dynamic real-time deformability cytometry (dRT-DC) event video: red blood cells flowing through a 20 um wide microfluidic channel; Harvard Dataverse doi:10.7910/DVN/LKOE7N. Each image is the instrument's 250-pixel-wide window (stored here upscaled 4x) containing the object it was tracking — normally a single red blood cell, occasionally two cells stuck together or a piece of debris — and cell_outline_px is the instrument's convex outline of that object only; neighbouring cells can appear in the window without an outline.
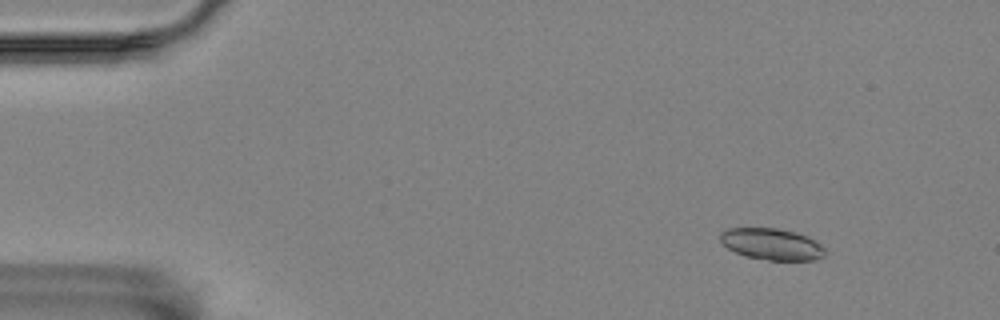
{"species": "Egyptian fruit bat (a non-hibernating species)", "species_latin": "Rousettus aegyptiacus", "temperature_condition": "room temperature", "stored_images_in_passage": 56, "camera_frame_rate_fps": 3000, "um_per_image_px": 0.085, "animal": {"sex": "female"}, "frame": {"image": 1, "passage_image": 5, "time_ms": 1.333, "image_size_px": [1000, 320], "cell_outline_px": [[824, 256], [816, 260], [768, 260], [744, 256], [728, 248], [720, 240], [720, 232], [728, 228], [776, 228], [796, 232], [808, 236], [820, 244], [824, 248]], "centroid_in_image_um": [65.6, 20.75], "position_along_channel_um": 19.4, "area_um2": 19.25}}
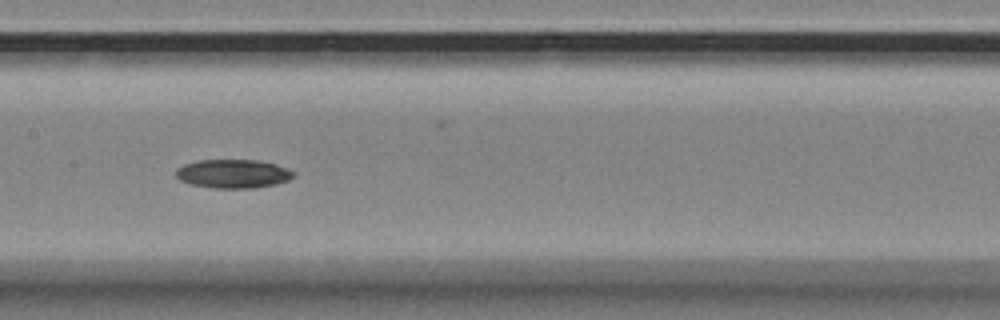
{"frame": {"image": 2, "passage_image": 27, "time_ms": 8.667, "image_size_px": [1000, 320], "cell_outline_px": [[292, 176], [288, 180], [276, 184], [256, 188], [212, 188], [192, 184], [180, 180], [176, 176], [176, 168], [184, 164], [200, 160], [260, 160], [276, 164], [292, 172]], "centroid_in_image_um": [19.77, 14.77], "position_along_channel_um": 187.6, "area_um2": 19.54}}
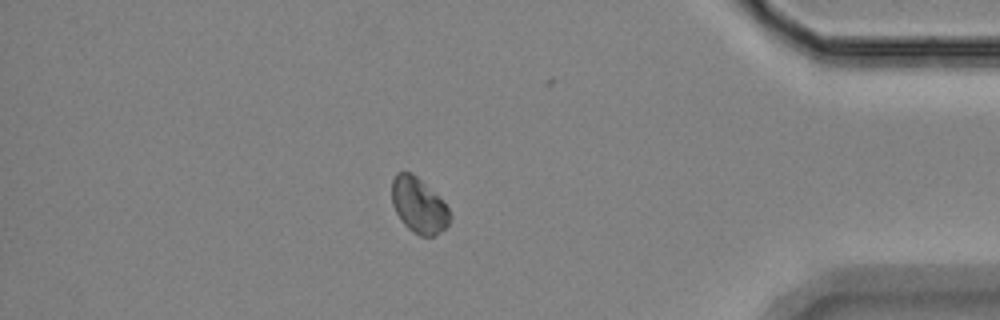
{"frame": {"image": 3, "passage_image": 48, "time_ms": 15.667, "image_size_px": [1000, 320], "cell_outline_px": [[452, 216], [448, 224], [444, 228], [432, 236], [420, 236], [412, 232], [404, 224], [396, 212], [392, 204], [392, 180], [396, 172], [412, 172], [448, 208]], "centroid_in_image_um": [35.56, 17.47], "position_along_channel_um": 399.6, "area_um2": 18.26}}